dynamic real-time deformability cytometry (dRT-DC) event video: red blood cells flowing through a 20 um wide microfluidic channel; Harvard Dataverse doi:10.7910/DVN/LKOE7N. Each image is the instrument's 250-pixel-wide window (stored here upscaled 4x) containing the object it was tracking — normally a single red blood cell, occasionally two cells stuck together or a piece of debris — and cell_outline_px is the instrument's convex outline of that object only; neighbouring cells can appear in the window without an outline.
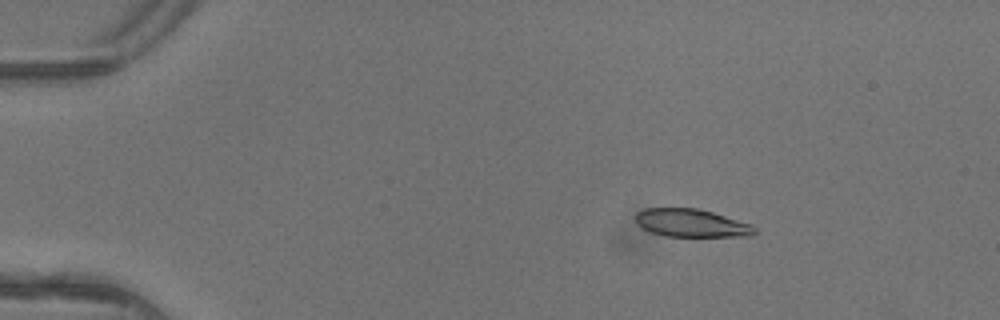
{"species": "common noctule bat (a hibernating species)", "species_latin": "Nyctalus noctula", "temperature_condition": "warm", "stored_images_in_passage": 5, "camera_frame_rate_fps": 3000, "um_per_image_px": 0.085, "animal": {"sex": "female"}, "frame": {"image": 1, "passage_image": 3, "time_ms": 0.667, "image_size_px": [1000, 320], "cell_outline_px": [[756, 232], [752, 236], [664, 236], [640, 228], [636, 224], [636, 212], [644, 208], [696, 208], [712, 212], [752, 224], [756, 228]], "centroid_in_image_um": [58.75, 18.96], "position_along_channel_um": 26.3, "area_um2": 19.48}}
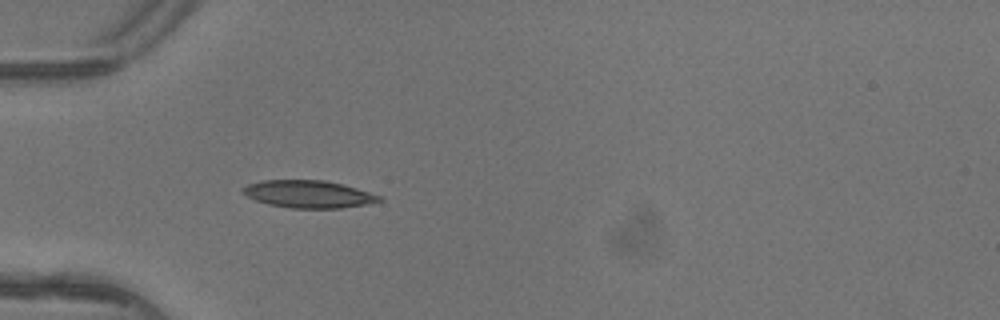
{"frame": {"image": 2, "passage_image": 5, "time_ms": 1.333, "image_size_px": [1000, 320], "cell_outline_px": [[384, 200], [368, 204], [340, 208], [292, 208], [268, 204], [256, 200], [248, 196], [240, 188], [248, 184], [264, 180], [324, 180], [356, 188], [380, 196]], "centroid_in_image_um": [26.22, 16.5], "position_along_channel_um": 58.8, "area_um2": 21.56}}